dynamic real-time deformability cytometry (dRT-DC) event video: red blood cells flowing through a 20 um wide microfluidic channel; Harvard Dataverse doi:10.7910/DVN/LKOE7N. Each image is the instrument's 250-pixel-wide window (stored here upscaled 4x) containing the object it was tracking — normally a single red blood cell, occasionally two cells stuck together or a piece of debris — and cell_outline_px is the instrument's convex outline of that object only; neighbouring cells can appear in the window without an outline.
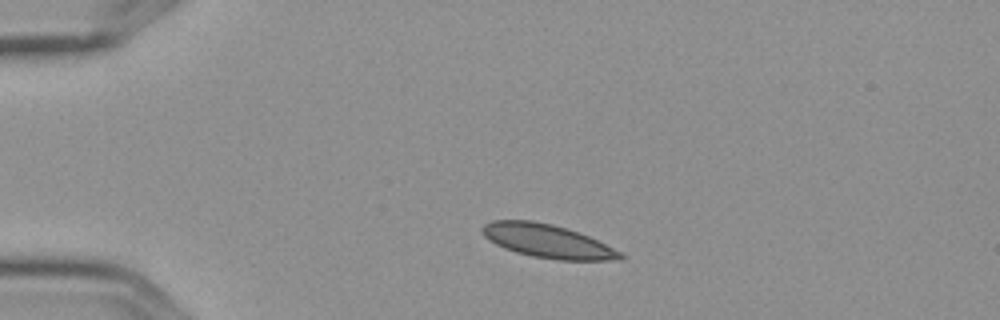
{"species": "Egyptian fruit bat (a non-hibernating species)", "species_latin": "Rousettus aegyptiacus", "temperature_condition": "cold", "stored_images_in_passage": 3, "camera_frame_rate_fps": 3000, "um_per_image_px": 0.085, "frame": {"image": 1, "passage_image": 1, "time_ms": 0.0, "image_size_px": [1000, 320], "cell_outline_px": [[628, 256], [624, 260], [556, 260], [532, 256], [516, 252], [504, 248], [488, 240], [480, 232], [480, 228], [484, 224], [492, 220], [532, 220], [552, 224], [568, 228], [588, 236]], "centroid_in_image_um": [46.51, 20.49], "position_along_channel_um": 38.5, "area_um2": 27.05}}
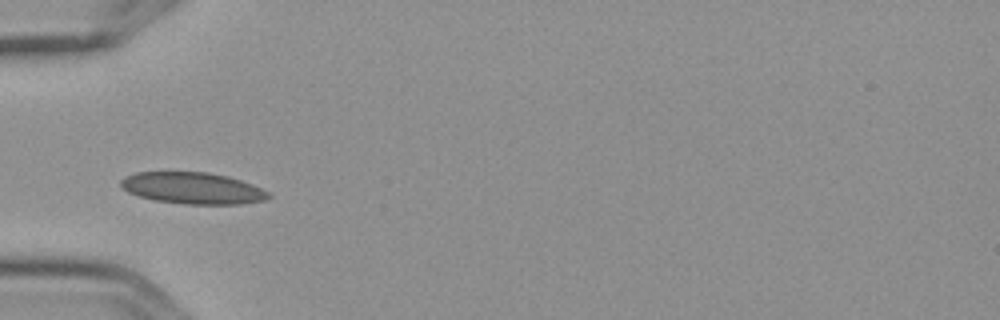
{"frame": {"image": 2, "passage_image": 2, "time_ms": 0.333, "image_size_px": [1000, 320], "cell_outline_px": [[272, 196], [264, 200], [240, 204], [184, 204], [156, 200], [140, 196], [128, 192], [120, 188], [120, 180], [124, 176], [136, 172], [208, 172], [228, 176], [252, 184], [268, 192]], "centroid_in_image_um": [16.35, 15.99], "position_along_channel_um": 68.7, "area_um2": 27.17}}
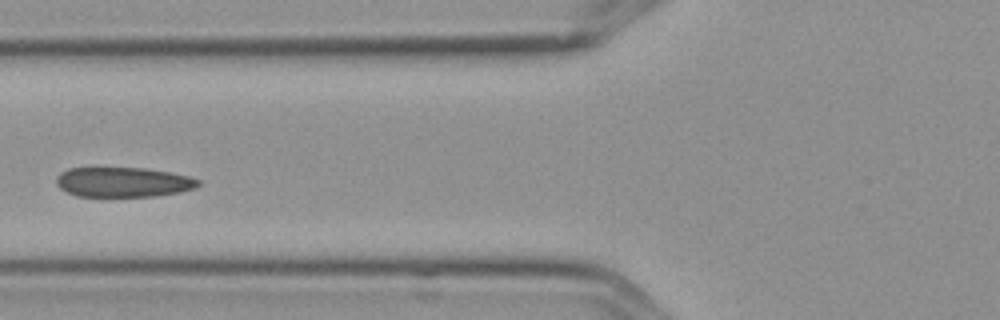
{"frame": {"image": 3, "passage_image": 3, "time_ms": 0.667, "image_size_px": [1000, 320], "cell_outline_px": [[200, 184], [196, 188], [180, 192], [156, 196], [76, 196], [60, 188], [56, 184], [56, 176], [60, 172], [68, 168], [144, 168], [168, 172], [188, 176], [200, 180]], "centroid_in_image_um": [10.46, 15.48], "position_along_channel_um": 115.3, "area_um2": 24.68}}